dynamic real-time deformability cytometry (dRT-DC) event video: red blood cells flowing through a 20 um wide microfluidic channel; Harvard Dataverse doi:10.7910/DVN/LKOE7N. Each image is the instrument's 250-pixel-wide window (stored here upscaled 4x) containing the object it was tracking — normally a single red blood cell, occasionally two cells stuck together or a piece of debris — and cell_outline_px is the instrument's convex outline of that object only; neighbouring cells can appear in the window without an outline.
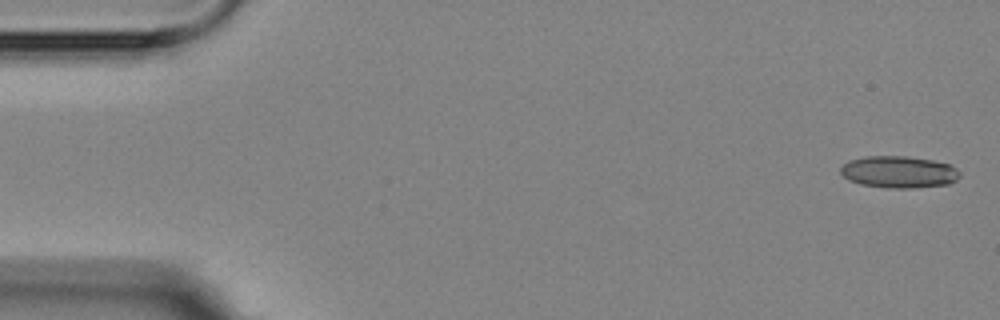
{"species": "Egyptian fruit bat (a non-hibernating species)", "species_latin": "Rousettus aegyptiacus", "temperature_condition": "room temperature", "stored_images_in_passage": 5, "camera_frame_rate_fps": 3000, "um_per_image_px": 0.085, "animal": {"sex": "female"}, "frame": {"image": 1, "passage_image": 1, "time_ms": 0.0, "image_size_px": [1000, 320], "cell_outline_px": [[960, 176], [956, 180], [948, 184], [912, 188], [888, 188], [860, 184], [848, 180], [840, 172], [840, 168], [848, 160], [864, 156], [908, 156], [932, 160], [948, 164], [956, 168], [960, 172]], "centroid_in_image_um": [76.38, 14.61], "position_along_channel_um": 8.6, "area_um2": 22.25}}
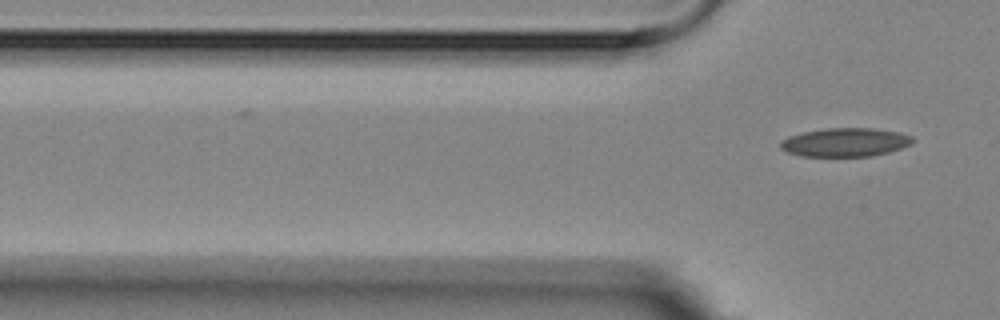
{"frame": {"image": 2, "passage_image": 5, "time_ms": 8.0, "image_size_px": [1000, 320], "cell_outline_px": [[912, 140], [908, 144], [900, 148], [888, 152], [872, 156], [804, 156], [788, 152], [780, 148], [780, 140], [788, 136], [804, 132], [824, 128], [872, 128], [900, 132], [912, 136]], "centroid_in_image_um": [71.8, 12.09], "position_along_channel_um": 54.0, "area_um2": 21.91}}